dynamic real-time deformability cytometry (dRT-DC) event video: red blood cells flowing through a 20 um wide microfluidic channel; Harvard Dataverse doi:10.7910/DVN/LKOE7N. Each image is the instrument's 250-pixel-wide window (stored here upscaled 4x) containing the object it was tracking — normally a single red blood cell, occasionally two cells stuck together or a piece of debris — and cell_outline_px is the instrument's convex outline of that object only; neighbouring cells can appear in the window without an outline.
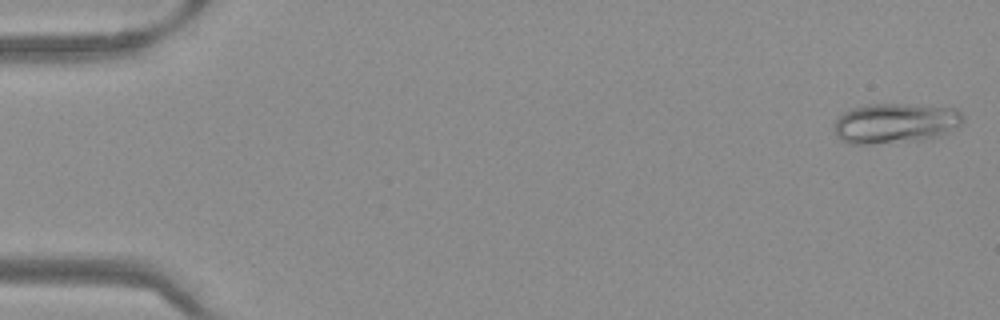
{"species": "Egyptian fruit bat (a non-hibernating species)", "species_latin": "Rousettus aegyptiacus", "temperature_condition": "warm", "stored_images_in_passage": 11, "camera_frame_rate_fps": 3000, "um_per_image_px": 0.085, "frame": {"image": 1, "passage_image": 1, "time_ms": 0.0, "image_size_px": [1000, 320], "cell_outline_px": [[964, 120], [956, 128], [940, 136], [928, 140], [868, 144], [848, 144], [836, 136], [836, 120], [844, 112], [852, 108], [868, 104], [904, 104], [956, 108], [964, 116]], "centroid_in_image_um": [76.14, 10.48], "position_along_channel_um": 8.9, "area_um2": 30.23}}